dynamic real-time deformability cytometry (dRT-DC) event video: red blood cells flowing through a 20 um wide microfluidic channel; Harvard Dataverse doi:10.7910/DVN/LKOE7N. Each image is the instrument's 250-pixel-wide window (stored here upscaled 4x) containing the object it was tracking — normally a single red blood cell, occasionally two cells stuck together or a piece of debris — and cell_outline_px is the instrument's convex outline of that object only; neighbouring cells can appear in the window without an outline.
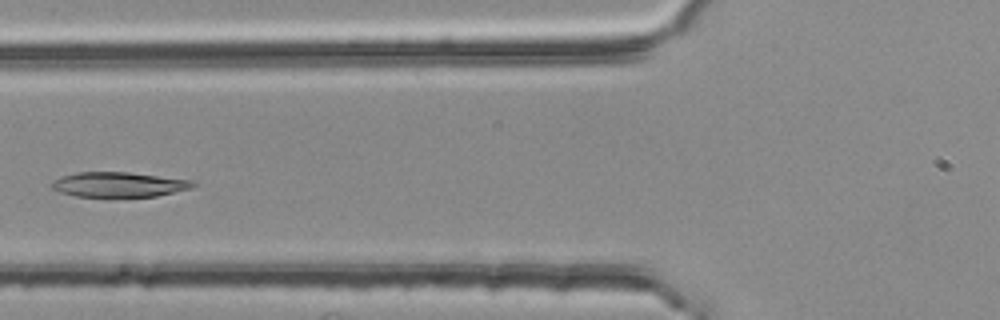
{"species": "common noctule bat (a hibernating species)", "species_latin": "Nyctalus noctula", "temperature_condition": "room temperature", "stored_images_in_passage": 3, "camera_frame_rate_fps": 3000, "um_per_image_px": 0.085, "animal": {"sex": "female", "body_mass_g": 25.1}, "frame": {"image": 1, "passage_image": 3, "time_ms": 0.667, "image_size_px": [1000, 320], "cell_outline_px": [[196, 184], [192, 188], [156, 196], [112, 200], [108, 200], [76, 196], [60, 192], [52, 188], [48, 184], [60, 176], [76, 172], [128, 172], [192, 180]], "centroid_in_image_um": [10.04, 15.73], "position_along_channel_um": 115.8, "area_um2": 21.62}}